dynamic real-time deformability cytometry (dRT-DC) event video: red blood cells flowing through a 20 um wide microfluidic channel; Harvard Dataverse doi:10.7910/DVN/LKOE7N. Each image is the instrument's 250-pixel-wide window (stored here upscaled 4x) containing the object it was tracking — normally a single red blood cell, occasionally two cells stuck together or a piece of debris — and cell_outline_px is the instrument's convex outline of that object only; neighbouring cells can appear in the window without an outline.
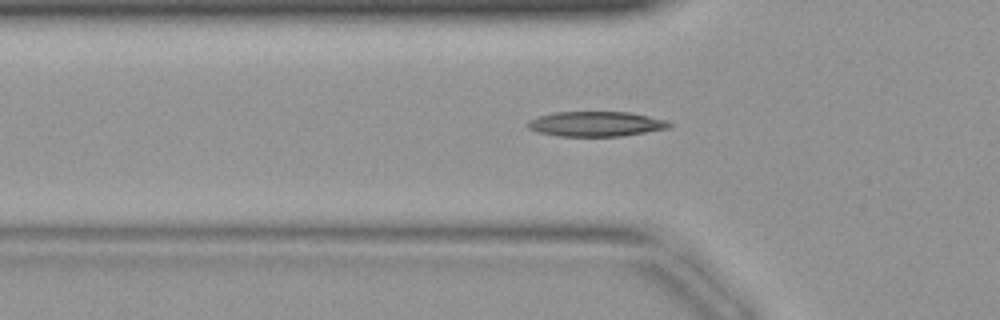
{"species": "common noctule bat (a hibernating species)", "species_latin": "Nyctalus noctula", "temperature_condition": "warm", "stored_images_in_passage": 42, "camera_frame_rate_fps": 3000, "um_per_image_px": 0.085, "animal": {"sex": "female", "body_mass_g": 19.9}, "frame": {"image": 1, "passage_image": 14, "time_ms": 4.333, "image_size_px": [1000, 320], "cell_outline_px": [[672, 128], [624, 136], [560, 136], [540, 132], [528, 128], [524, 124], [528, 120], [540, 116], [556, 112], [628, 112], [668, 120], [672, 124]], "centroid_in_image_um": [50.7, 10.54], "position_along_channel_um": 75.1, "area_um2": 20.69}}
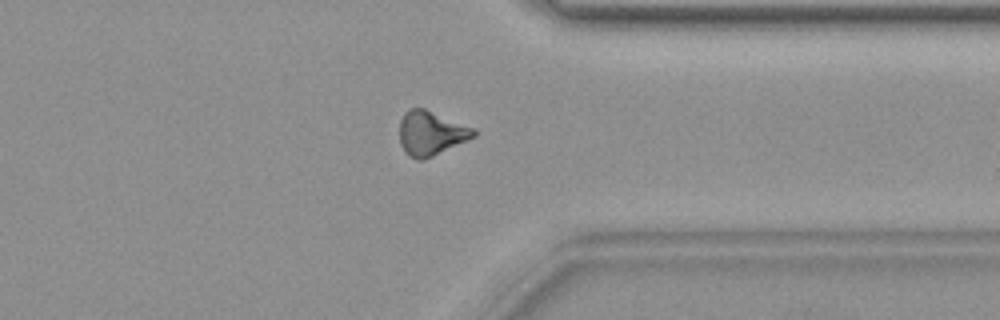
{"frame": {"image": 2, "passage_image": 33, "time_ms": 10.667, "image_size_px": [1000, 320], "cell_outline_px": [[476, 136], [468, 140], [424, 160], [416, 160], [408, 156], [404, 152], [400, 144], [400, 120], [404, 112], [408, 108], [424, 108], [476, 128]], "centroid_in_image_um": [36.63, 11.32], "position_along_channel_um": 374.8, "area_um2": 19.42}}
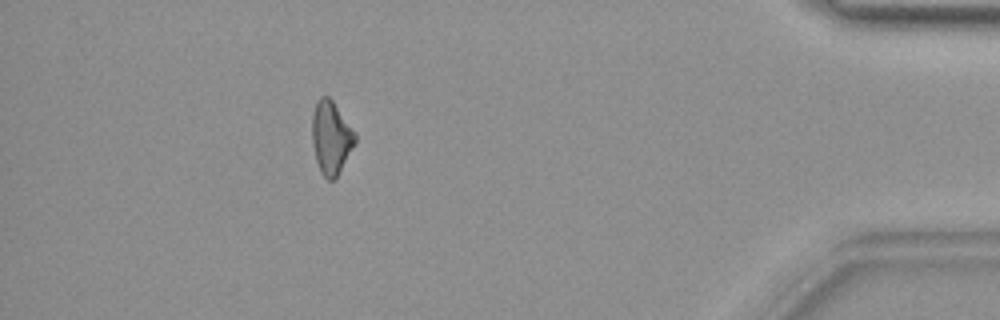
{"frame": {"image": 3, "passage_image": 38, "time_ms": 12.333, "image_size_px": [1000, 320], "cell_outline_px": [[356, 144], [336, 180], [328, 180], [320, 172], [316, 160], [312, 144], [312, 112], [316, 100], [320, 96], [328, 96], [332, 100], [356, 132]], "centroid_in_image_um": [28.15, 11.71], "position_along_channel_um": 407.1, "area_um2": 18.79}}